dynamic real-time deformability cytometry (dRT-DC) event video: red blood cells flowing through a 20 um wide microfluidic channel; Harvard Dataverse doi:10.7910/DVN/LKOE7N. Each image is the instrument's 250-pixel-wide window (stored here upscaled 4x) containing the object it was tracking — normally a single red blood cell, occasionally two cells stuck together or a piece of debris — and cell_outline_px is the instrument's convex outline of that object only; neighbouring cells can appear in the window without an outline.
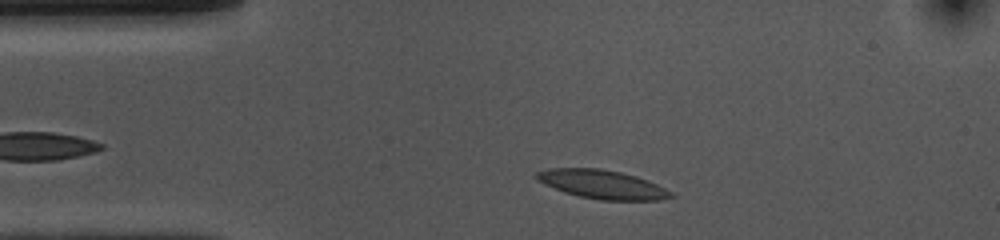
{"species": "common noctule bat (a hibernating species)", "species_latin": "Nyctalus noctula", "temperature_condition": "cold", "stored_images_in_passage": 36, "camera_frame_rate_fps": 3000, "um_per_image_px": 0.085, "animal": {"sex": "female", "body_mass_g": 10.0, "forearm_length_mm": 53.1}, "frame": {"image": 1, "passage_image": 4, "time_ms": 1.0, "image_size_px": [1000, 240], "cell_outline_px": [[676, 196], [660, 200], [600, 200], [580, 196], [564, 192], [544, 184], [536, 180], [536, 172], [548, 168], [600, 168], [620, 172], [636, 176], [648, 180], [672, 192]], "centroid_in_image_um": [51.18, 15.67], "position_along_channel_um": 33.8, "area_um2": 22.48}}
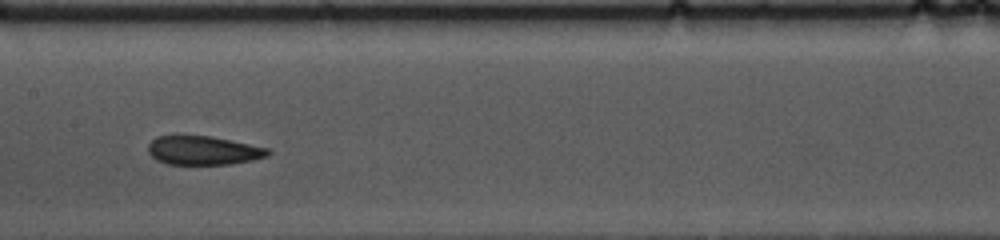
{"frame": {"image": 2, "passage_image": 19, "time_ms": 6.0, "image_size_px": [1000, 240], "cell_outline_px": [[272, 152], [268, 156], [252, 160], [232, 164], [168, 164], [156, 160], [148, 152], [148, 144], [156, 136], [212, 136], [268, 148]], "centroid_in_image_um": [17.29, 12.79], "position_along_channel_um": 190.1, "area_um2": 20.11}}
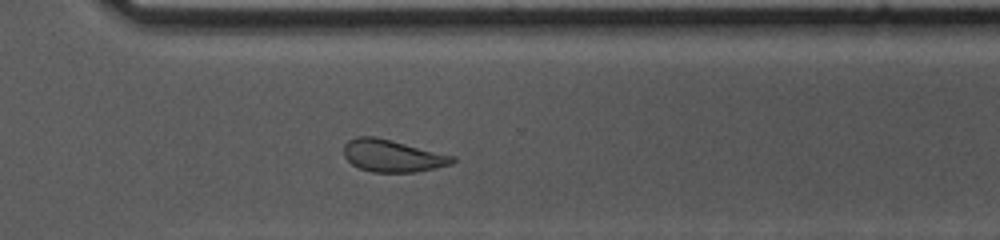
{"frame": {"image": 3, "passage_image": 31, "time_ms": 10.0, "image_size_px": [1000, 240], "cell_outline_px": [[456, 160], [452, 164], [436, 168], [416, 172], [372, 172], [360, 168], [352, 164], [344, 156], [344, 144], [348, 140], [356, 136], [376, 136], [456, 156]], "centroid_in_image_um": [33.37, 13.23], "position_along_channel_um": 337.2, "area_um2": 20.58}, "authors_computed_cell_mechanics": {"area_um2": 21.3571, "velocity_mm_per_s": 3.6849, "shape_relaxation_time_tau1_ms": 5.3392, "shape_relaxation_time_tau2_ms": 2.626, "deformation_change_tau1": 0.1112, "deformation_change_tau2": 0.0741}}